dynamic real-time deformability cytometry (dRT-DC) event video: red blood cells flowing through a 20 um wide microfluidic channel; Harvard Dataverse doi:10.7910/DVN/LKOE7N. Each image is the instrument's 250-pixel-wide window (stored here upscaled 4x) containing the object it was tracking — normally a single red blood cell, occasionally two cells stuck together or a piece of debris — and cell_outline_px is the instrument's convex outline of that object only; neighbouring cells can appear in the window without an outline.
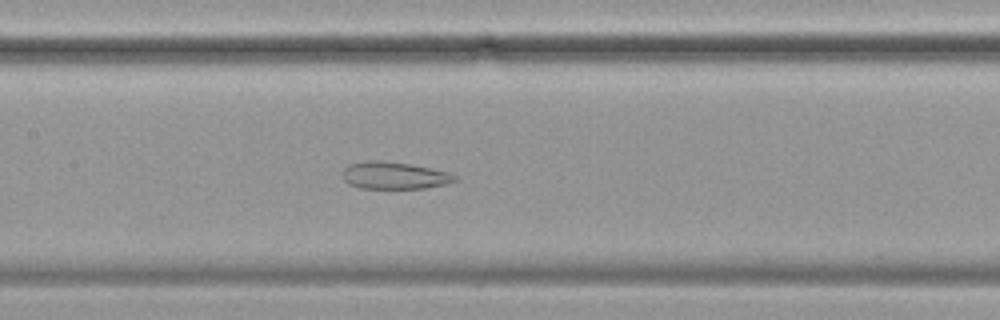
{"species": "common noctule bat (a hibernating species)", "species_latin": "Nyctalus noctula", "temperature_condition": "cold", "stored_images_in_passage": 37, "camera_frame_rate_fps": 3000, "um_per_image_px": 0.085, "animal": {"sex": "female", "body_mass_g": 19.9}, "frame": {"image": 1, "passage_image": 16, "time_ms": 5.0, "image_size_px": [1000, 320], "cell_outline_px": [[460, 180], [448, 184], [424, 188], [360, 188], [348, 184], [344, 180], [344, 168], [348, 164], [364, 160], [380, 160], [412, 164], [432, 168], [448, 172], [456, 176]], "centroid_in_image_um": [33.54, 14.91], "position_along_channel_um": 173.9, "area_um2": 18.03}}
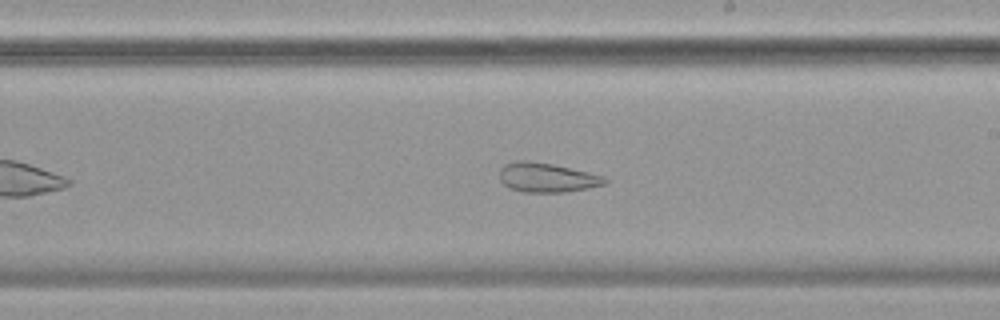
{"frame": {"image": 2, "passage_image": 22, "time_ms": 7.0, "image_size_px": [1000, 320], "cell_outline_px": [[608, 184], [588, 188], [564, 192], [524, 192], [508, 188], [500, 180], [500, 168], [504, 164], [516, 160], [528, 160], [552, 164], [588, 172], [604, 176], [608, 180]], "centroid_in_image_um": [46.48, 15.09], "position_along_channel_um": 242.5, "area_um2": 18.15}}
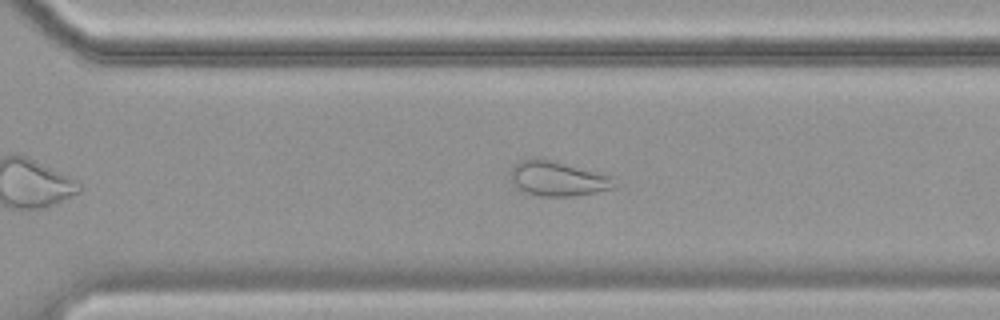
{"frame": {"image": 3, "passage_image": 29, "time_ms": 9.333, "image_size_px": [1000, 320], "cell_outline_px": [[620, 184], [616, 188], [596, 192], [572, 196], [540, 196], [520, 192], [508, 176], [508, 172], [512, 164], [520, 160], [536, 156], [556, 160], [616, 176]], "centroid_in_image_um": [47.43, 15.15], "position_along_channel_um": 323.2, "area_um2": 22.43}, "authors_computed_cell_mechanics": {"area_um2": 20.2878, "velocity_mm_per_s": 3.4561, "shape_relaxation_time_tau1_ms": null, "shape_relaxation_time_tau2_ms": 1.8548, "deformation_change_tau1": null, "deformation_change_tau2": 0.0802}}